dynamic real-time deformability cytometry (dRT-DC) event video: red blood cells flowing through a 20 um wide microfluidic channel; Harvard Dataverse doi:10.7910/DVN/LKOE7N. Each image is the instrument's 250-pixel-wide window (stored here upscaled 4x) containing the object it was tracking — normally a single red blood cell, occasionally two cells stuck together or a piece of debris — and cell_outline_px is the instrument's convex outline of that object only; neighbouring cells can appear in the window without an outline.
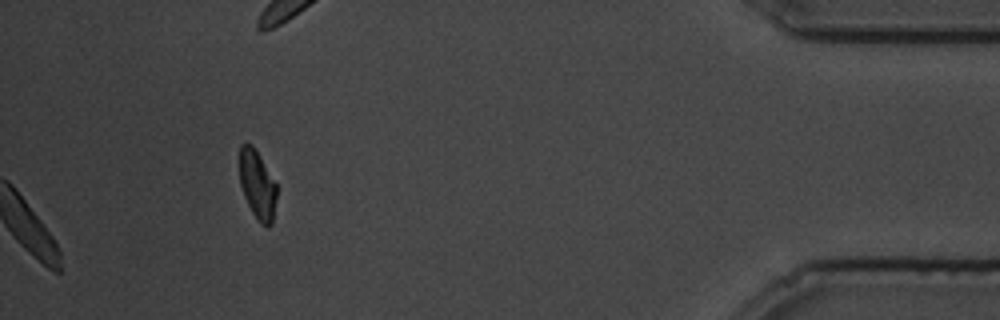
{"species": "common noctule bat (a hibernating species)", "species_latin": "Nyctalus noctula", "temperature_condition": "cold", "stored_images_in_passage": 89, "camera_frame_rate_fps": 3000, "um_per_image_px": 0.085, "animal": {"sex": "male", "body_mass_g": 19.5, "forearm_length_mm": 54.6}, "frame": {"image": 1, "passage_image": 89, "time_ms": 29.333, "image_size_px": [1000, 320], "cell_outline_px": [[276, 196], [272, 224], [268, 228], [260, 224], [256, 220], [244, 196], [240, 184], [240, 144], [252, 144], [276, 184]], "centroid_in_image_um": [21.87, 15.76], "position_along_channel_um": 413.3, "area_um2": 14.68}}